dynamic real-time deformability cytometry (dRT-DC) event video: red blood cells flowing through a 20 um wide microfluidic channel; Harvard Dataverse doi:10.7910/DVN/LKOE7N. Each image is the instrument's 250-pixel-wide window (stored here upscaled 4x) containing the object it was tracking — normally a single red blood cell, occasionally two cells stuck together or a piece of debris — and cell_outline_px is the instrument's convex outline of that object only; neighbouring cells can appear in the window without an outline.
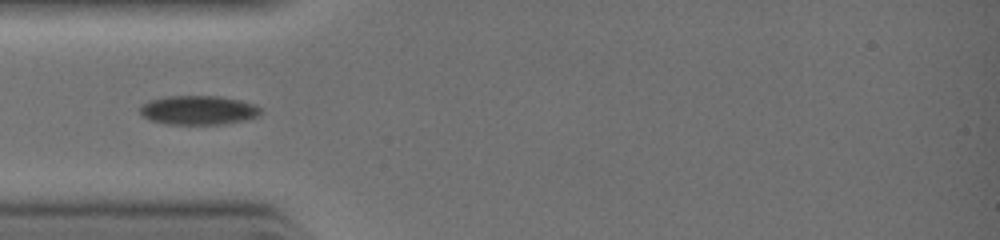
{"species": "common noctule bat (a hibernating species)", "species_latin": "Nyctalus noctula", "temperature_condition": "warm", "stored_images_in_passage": 24, "camera_frame_rate_fps": 3000, "um_per_image_px": 0.085, "animal": {"sex": "female", "body_mass_g": 19.0, "forearm_length_mm": 51.5}, "frame": {"image": 1, "passage_image": 1, "time_ms": 0.0, "image_size_px": [1000, 240], "cell_outline_px": [[260, 116], [244, 120], [224, 124], [164, 124], [148, 120], [140, 112], [140, 104], [148, 100], [168, 96], [220, 96], [240, 100], [256, 104], [260, 108]], "centroid_in_image_um": [16.84, 9.36], "position_along_channel_um": 68.2, "area_um2": 20.69}}
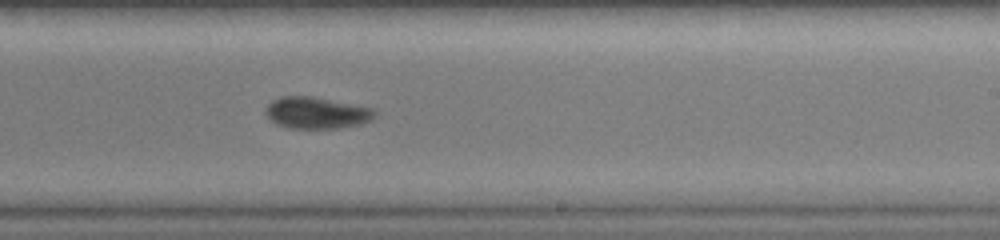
{"frame": {"image": 2, "passage_image": 11, "time_ms": 3.333, "image_size_px": [1000, 240], "cell_outline_px": [[376, 116], [372, 120], [360, 124], [340, 128], [288, 128], [276, 124], [264, 112], [264, 108], [272, 100], [280, 96], [312, 96], [376, 108]], "centroid_in_image_um": [26.93, 9.58], "position_along_channel_um": 262.1, "area_um2": 20.4}}
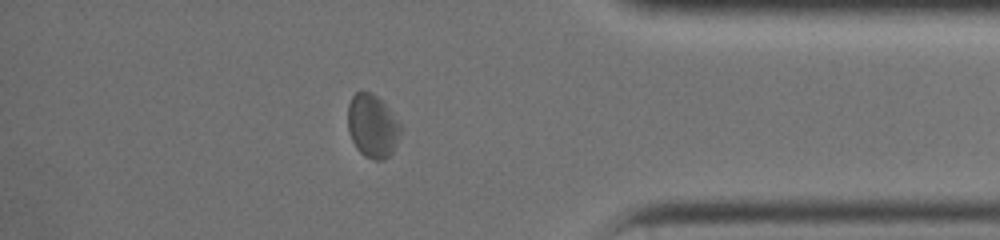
{"frame": {"image": 3, "passage_image": 19, "time_ms": 6.0, "image_size_px": [1000, 240], "cell_outline_px": [[404, 128], [392, 152], [384, 160], [372, 160], [364, 156], [356, 148], [352, 140], [348, 128], [348, 104], [352, 96], [356, 92], [372, 92], [404, 124]], "centroid_in_image_um": [31.7, 10.72], "position_along_channel_um": 403.5, "area_um2": 19.77}}